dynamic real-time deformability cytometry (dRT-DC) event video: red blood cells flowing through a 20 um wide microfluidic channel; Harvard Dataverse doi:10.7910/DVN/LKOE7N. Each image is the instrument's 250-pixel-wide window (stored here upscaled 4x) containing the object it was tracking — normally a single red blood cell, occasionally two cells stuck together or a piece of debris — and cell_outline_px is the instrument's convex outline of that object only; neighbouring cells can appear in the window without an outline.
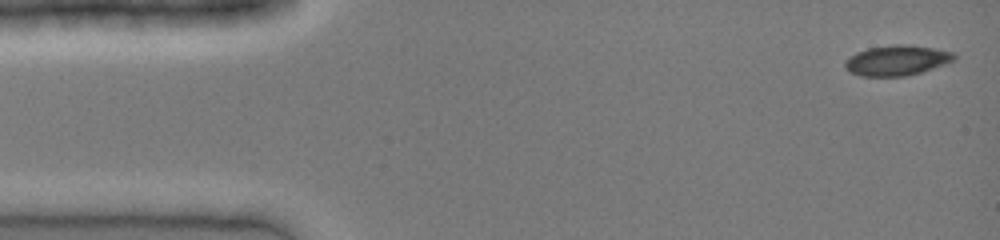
{"species": "common noctule bat (a hibernating species)", "species_latin": "Nyctalus noctula", "temperature_condition": "cold", "stored_images_in_passage": 41, "camera_frame_rate_fps": 3000, "um_per_image_px": 0.085, "animal": {"sex": "female", "body_mass_g": 19.0, "forearm_length_mm": 51.5}, "frame": {"image": 1, "passage_image": 1, "time_ms": 0.0, "image_size_px": [1000, 240], "cell_outline_px": [[956, 60], [908, 76], [860, 76], [848, 72], [844, 68], [844, 60], [848, 56], [856, 52], [868, 48], [892, 44], [908, 44], [956, 52]], "centroid_in_image_um": [76.19, 5.13], "position_along_channel_um": 8.8, "area_um2": 19.54}}
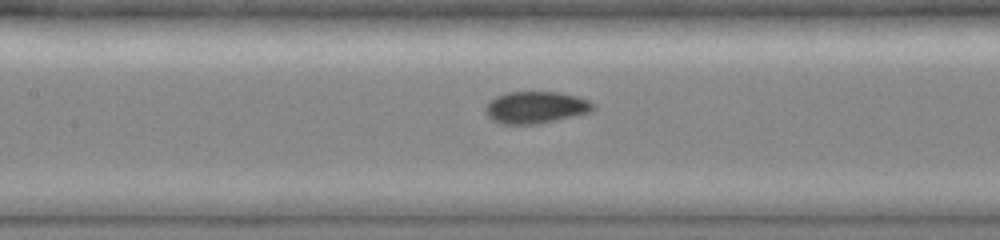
{"frame": {"image": 2, "passage_image": 18, "time_ms": 5.667, "image_size_px": [1000, 240], "cell_outline_px": [[596, 104], [592, 112], [536, 124], [504, 124], [492, 120], [488, 116], [484, 108], [496, 96], [508, 92], [556, 92], [576, 96], [588, 100]], "centroid_in_image_um": [45.56, 9.13], "position_along_channel_um": 161.8, "area_um2": 19.88}}
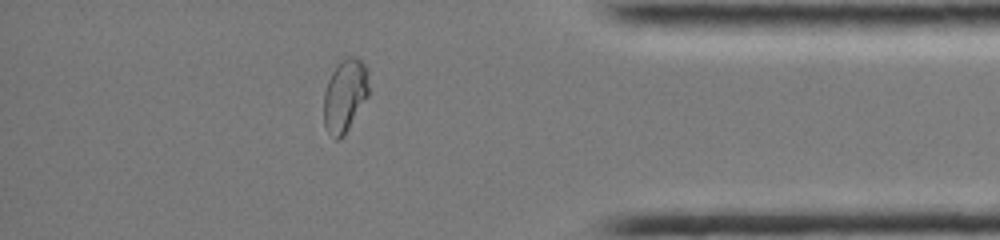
{"frame": {"image": 3, "passage_image": 35, "time_ms": 11.333, "image_size_px": [1000, 240], "cell_outline_px": [[368, 96], [344, 136], [340, 140], [336, 140], [328, 132], [324, 124], [324, 92], [328, 80], [332, 72], [340, 60], [348, 56], [352, 56], [360, 60], [364, 64], [368, 72]], "centroid_in_image_um": [29.31, 8.13], "position_along_channel_um": 405.9, "area_um2": 19.13}}